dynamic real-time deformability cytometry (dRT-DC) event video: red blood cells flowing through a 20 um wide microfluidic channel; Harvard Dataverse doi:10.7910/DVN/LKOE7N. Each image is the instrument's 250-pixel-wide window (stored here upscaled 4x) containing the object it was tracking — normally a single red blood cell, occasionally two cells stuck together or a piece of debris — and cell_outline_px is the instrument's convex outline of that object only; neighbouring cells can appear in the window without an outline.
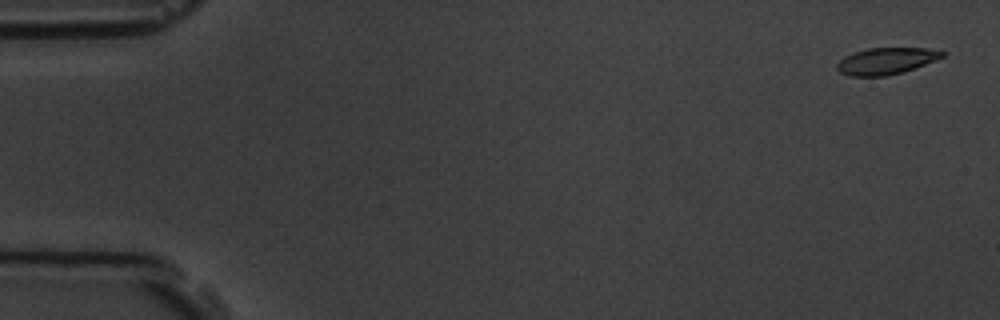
{"species": "common noctule bat (a hibernating species)", "species_latin": "Nyctalus noctula", "temperature_condition": "room temperature", "stored_images_in_passage": 4, "camera_frame_rate_fps": 3000, "um_per_image_px": 0.085, "animal": {"sex": "male", "body_mass_g": 19.5, "forearm_length_mm": 54.6}, "frame": {"image": 1, "passage_image": 1, "time_ms": 0.0, "image_size_px": [1000, 320], "cell_outline_px": [[944, 56], [936, 60], [900, 72], [884, 76], [848, 76], [840, 72], [836, 68], [836, 64], [844, 56], [868, 48], [924, 48], [944, 52]], "centroid_in_image_um": [75.26, 5.18], "position_along_channel_um": 9.7, "area_um2": 16.01}}